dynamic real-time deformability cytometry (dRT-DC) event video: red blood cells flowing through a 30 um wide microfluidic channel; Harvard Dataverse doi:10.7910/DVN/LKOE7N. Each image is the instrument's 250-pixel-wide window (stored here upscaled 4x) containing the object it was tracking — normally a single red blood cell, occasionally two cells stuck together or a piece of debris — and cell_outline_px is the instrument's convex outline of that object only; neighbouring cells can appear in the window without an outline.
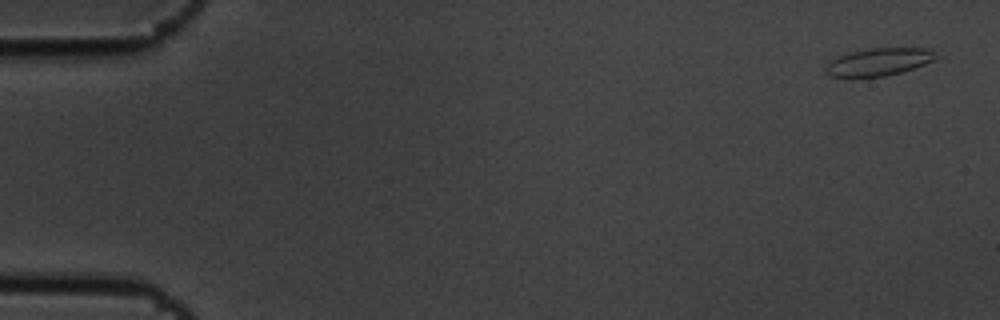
{"species": "common noctule bat (a hibernating species)", "species_latin": "Nyctalus noctula", "temperature_condition": "cold", "stored_images_in_passage": 6, "camera_frame_rate_fps": 3000, "um_per_image_px": 0.085, "animal": {"sex": "male", "body_mass_g": 19.5, "forearm_length_mm": 54.6}, "frame": {"image": 1, "passage_image": 1, "time_ms": 0.0, "image_size_px": [1000, 320], "cell_outline_px": [[944, 56], [936, 60], [900, 72], [884, 76], [852, 80], [848, 80], [832, 76], [828, 72], [828, 64], [832, 60], [848, 52], [872, 48], [932, 48]], "centroid_in_image_um": [74.78, 5.28], "position_along_channel_um": 10.2, "area_um2": 18.32}}
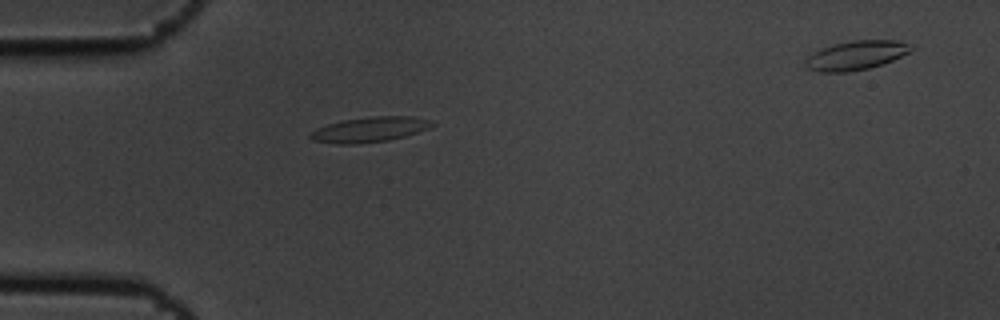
{"frame": {"image": 2, "passage_image": 5, "time_ms": 1.333, "image_size_px": [1000, 320], "cell_outline_px": [[436, 124], [428, 128], [404, 136], [388, 140], [356, 144], [336, 144], [312, 140], [308, 136], [316, 128], [328, 124], [344, 120], [368, 116], [412, 116], [432, 120]], "centroid_in_image_um": [31.42, 11.0], "position_along_channel_um": 53.6, "area_um2": 17.8}}